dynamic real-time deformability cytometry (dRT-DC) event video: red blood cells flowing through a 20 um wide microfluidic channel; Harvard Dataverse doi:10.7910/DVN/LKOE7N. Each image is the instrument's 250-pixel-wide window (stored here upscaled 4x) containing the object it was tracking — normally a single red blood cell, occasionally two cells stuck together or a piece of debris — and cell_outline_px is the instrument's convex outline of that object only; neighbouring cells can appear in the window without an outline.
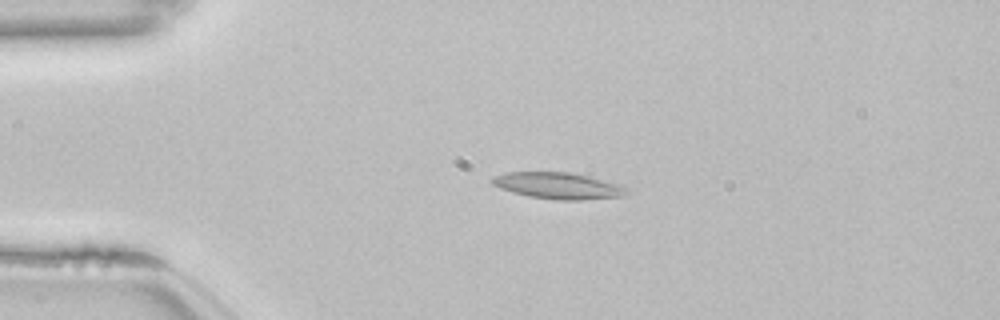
{"species": "common noctule bat (a hibernating species)", "species_latin": "Nyctalus noctula", "temperature_condition": "room temperature", "stored_images_in_passage": 53, "camera_frame_rate_fps": 3000, "um_per_image_px": 0.085, "animal": {"sex": "female", "body_mass_g": 22.7, "forearm_length_mm": 54.2}, "frame": {"image": 1, "passage_image": 12, "time_ms": 3.667, "image_size_px": [1000, 320], "cell_outline_px": [[628, 192], [620, 196], [580, 200], [556, 200], [528, 196], [512, 192], [500, 188], [492, 184], [488, 180], [492, 176], [508, 172], [568, 172], [588, 176], [620, 184], [628, 188]], "centroid_in_image_um": [47.39, 15.78], "position_along_channel_um": 37.6, "area_um2": 20.75}}
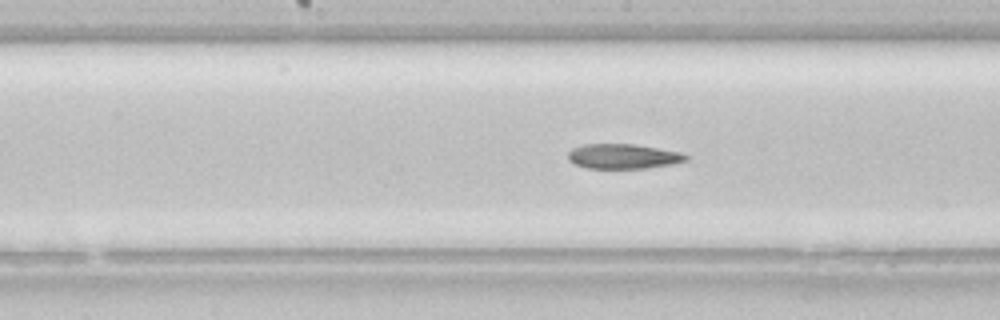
{"frame": {"image": 2, "passage_image": 27, "time_ms": 8.667, "image_size_px": [1000, 320], "cell_outline_px": [[688, 160], [672, 164], [648, 168], [588, 168], [576, 164], [568, 160], [568, 152], [572, 148], [584, 144], [632, 144], [680, 152], [688, 156]], "centroid_in_image_um": [52.96, 13.29], "position_along_channel_um": 195.2, "area_um2": 16.94}}
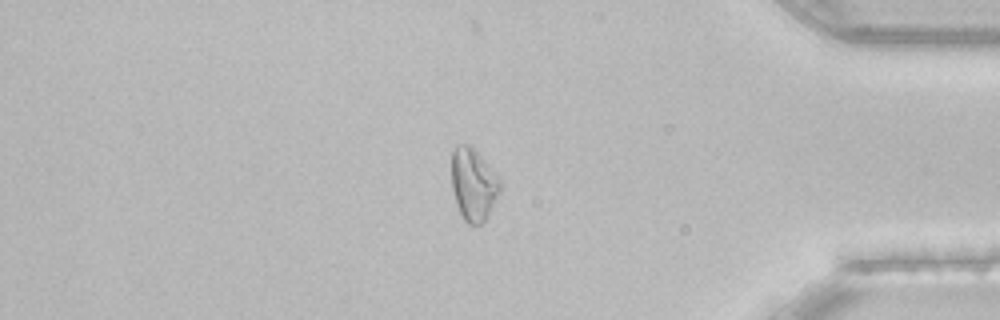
{"frame": {"image": 3, "passage_image": 45, "time_ms": 14.667, "image_size_px": [1000, 320], "cell_outline_px": [[504, 188], [484, 220], [480, 224], [468, 224], [464, 220], [456, 204], [452, 188], [452, 148], [456, 144], [472, 144], [476, 148], [500, 180]], "centroid_in_image_um": [40.25, 15.62], "position_along_channel_um": 394.9, "area_um2": 20.81}, "authors_computed_cell_mechanics": {"area_um2": 19.2474, "velocity_mm_per_s": 3.8408, "shape_relaxation_time_tau1_ms": null, "shape_relaxation_time_tau2_ms": 8.6911, "deformation_change_tau1": null, "deformation_change_tau2": 0.1874}}